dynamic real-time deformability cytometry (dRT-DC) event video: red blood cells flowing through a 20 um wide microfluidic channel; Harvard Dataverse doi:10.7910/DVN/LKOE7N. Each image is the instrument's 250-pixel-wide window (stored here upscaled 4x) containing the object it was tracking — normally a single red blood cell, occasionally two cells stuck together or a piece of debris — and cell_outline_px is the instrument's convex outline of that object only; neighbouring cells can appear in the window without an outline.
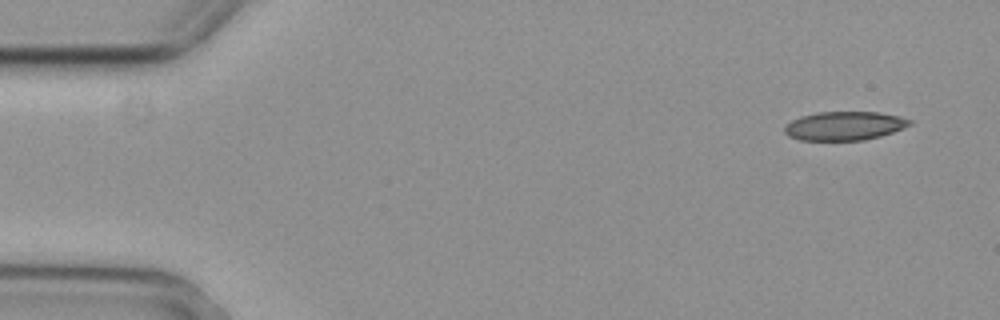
{"species": "common noctule bat (a hibernating species)", "species_latin": "Nyctalus noctula", "temperature_condition": "cold", "stored_images_in_passage": 3, "camera_frame_rate_fps": 3000, "um_per_image_px": 0.085, "animal": {"sex": "female", "body_mass_g": 29.2, "forearm_length_mm": 56.3}, "frame": {"image": 1, "passage_image": 1, "time_ms": 0.0, "image_size_px": [1000, 320], "cell_outline_px": [[912, 124], [892, 132], [880, 136], [864, 140], [800, 140], [788, 136], [784, 132], [784, 124], [800, 116], [816, 112], [880, 112], [900, 116], [912, 120]], "centroid_in_image_um": [71.75, 10.69], "position_along_channel_um": 13.3, "area_um2": 21.1}}